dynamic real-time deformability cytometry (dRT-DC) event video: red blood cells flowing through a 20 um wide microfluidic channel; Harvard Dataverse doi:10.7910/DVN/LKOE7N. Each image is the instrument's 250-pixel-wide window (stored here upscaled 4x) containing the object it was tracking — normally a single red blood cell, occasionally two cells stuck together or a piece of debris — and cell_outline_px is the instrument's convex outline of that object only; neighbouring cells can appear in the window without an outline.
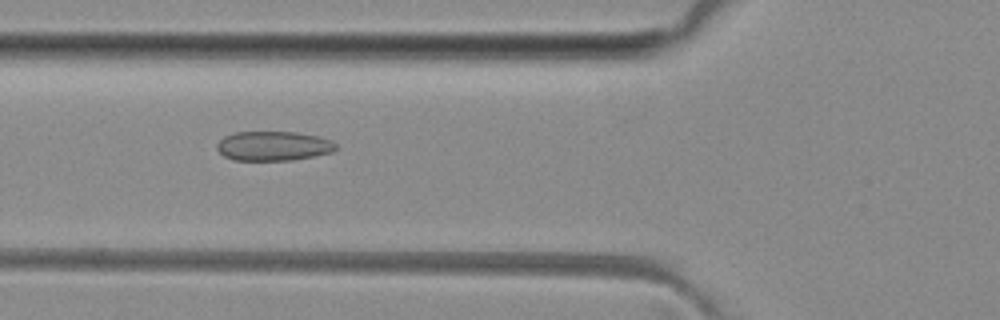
{"species": "common noctule bat (a hibernating species)", "species_latin": "Nyctalus noctula", "temperature_condition": "room temperature", "stored_images_in_passage": 44, "camera_frame_rate_fps": 3000, "um_per_image_px": 0.085, "animal": {"sex": "female", "body_mass_g": 29.2, "forearm_length_mm": 56.3}, "frame": {"image": 1, "passage_image": 11, "time_ms": 3.333, "image_size_px": [1000, 320], "cell_outline_px": [[336, 148], [332, 152], [292, 160], [232, 160], [224, 156], [216, 148], [216, 144], [224, 136], [236, 132], [296, 132], [320, 136], [332, 140], [336, 144]], "centroid_in_image_um": [23.23, 12.4], "position_along_channel_um": 102.6, "area_um2": 20.46}}
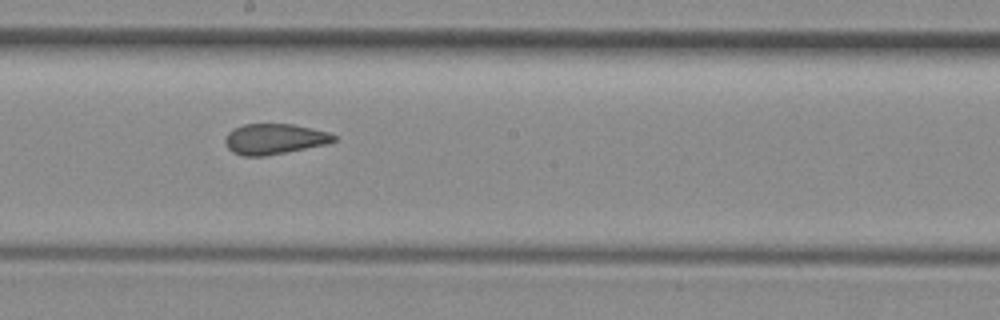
{"frame": {"image": 2, "passage_image": 20, "time_ms": 6.333, "image_size_px": [1000, 320], "cell_outline_px": [[336, 140], [324, 144], [264, 156], [244, 156], [232, 152], [228, 148], [224, 140], [228, 132], [232, 128], [244, 124], [292, 124], [312, 128], [328, 132], [336, 136]], "centroid_in_image_um": [23.27, 11.8], "position_along_channel_um": 224.9, "area_um2": 19.13}}
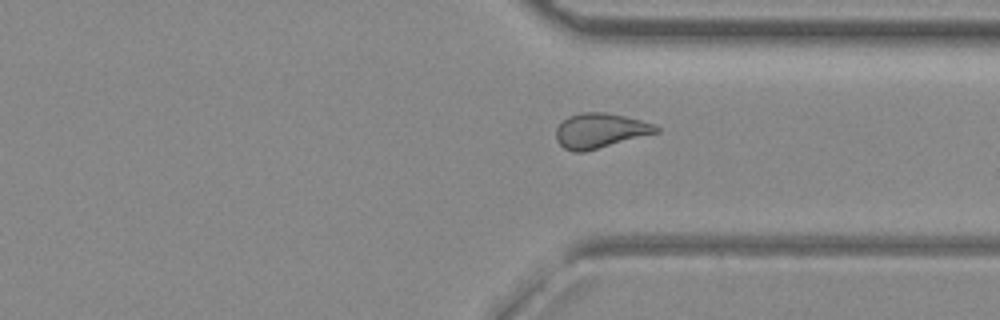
{"frame": {"image": 3, "passage_image": 30, "time_ms": 9.667, "image_size_px": [1000, 320], "cell_outline_px": [[660, 132], [584, 152], [572, 152], [564, 148], [556, 140], [556, 128], [568, 116], [580, 112], [604, 112], [624, 116], [656, 124], [660, 128]], "centroid_in_image_um": [51.02, 11.11], "position_along_channel_um": 360.4, "area_um2": 20.4}, "authors_computed_cell_mechanics": {"area_um2": 20.3745, "velocity_mm_per_s": 4.0677, "shape_relaxation_time_tau1_ms": null, "shape_relaxation_time_tau2_ms": 1.599, "deformation_change_tau1": null, "deformation_change_tau2": 0.0884}}